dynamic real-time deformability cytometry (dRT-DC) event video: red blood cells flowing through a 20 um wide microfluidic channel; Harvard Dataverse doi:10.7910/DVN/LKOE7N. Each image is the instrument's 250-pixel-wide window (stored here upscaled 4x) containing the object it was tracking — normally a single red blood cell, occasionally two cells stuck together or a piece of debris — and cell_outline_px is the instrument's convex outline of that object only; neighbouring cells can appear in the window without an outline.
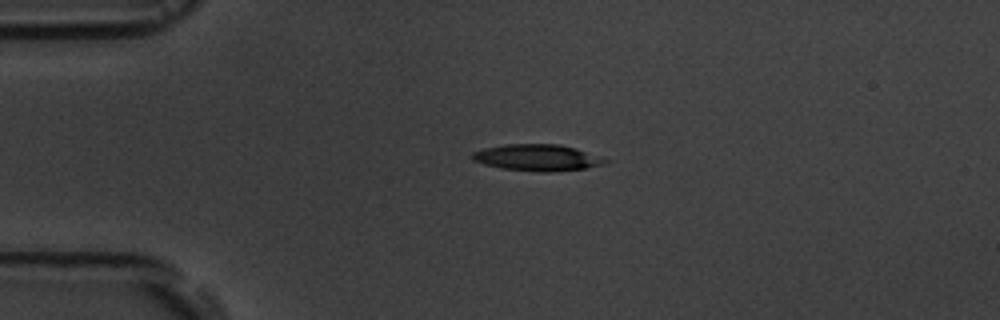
{"species": "common noctule bat (a hibernating species)", "species_latin": "Nyctalus noctula", "temperature_condition": "room temperature", "stored_images_in_passage": 1, "camera_frame_rate_fps": 3000, "um_per_image_px": 0.085, "animal": {"sex": "male", "body_mass_g": 19.5, "forearm_length_mm": 54.6}, "frame": {"image": 1, "passage_image": 1, "time_ms": 0.0, "image_size_px": [1000, 320], "cell_outline_px": [[608, 160], [604, 164], [584, 168], [548, 172], [540, 172], [500, 168], [484, 164], [472, 160], [472, 152], [484, 148], [508, 144], [560, 144], [576, 148]], "centroid_in_image_um": [45.63, 13.39], "position_along_channel_um": 39.4, "area_um2": 20.29}}